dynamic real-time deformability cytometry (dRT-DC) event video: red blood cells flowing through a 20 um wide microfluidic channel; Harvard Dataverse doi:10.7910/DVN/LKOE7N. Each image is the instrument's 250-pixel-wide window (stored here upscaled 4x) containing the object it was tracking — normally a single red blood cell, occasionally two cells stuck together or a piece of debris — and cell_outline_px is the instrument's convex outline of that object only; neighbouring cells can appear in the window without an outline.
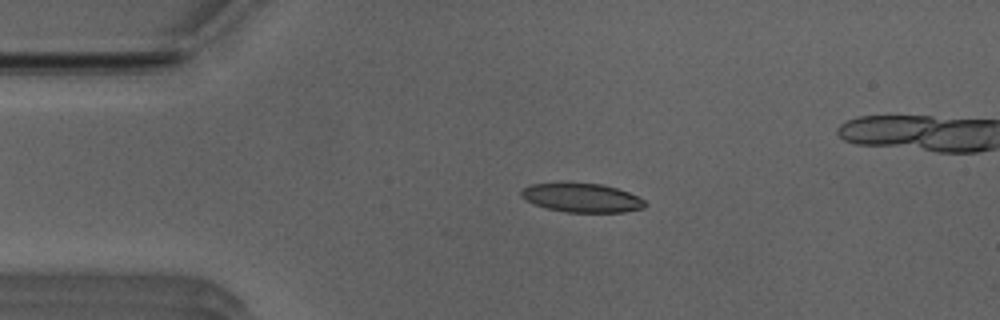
{"species": "Egyptian fruit bat (a non-hibernating species)", "species_latin": "Rousettus aegyptiacus", "temperature_condition": "room temperature", "stored_images_in_passage": 38, "camera_frame_rate_fps": 3000, "um_per_image_px": 0.085, "animal": {"sex": "male"}, "frame": {"image": 1, "passage_image": 2, "time_ms": 0.333, "image_size_px": [1000, 320], "cell_outline_px": [[648, 204], [644, 208], [624, 212], [564, 212], [532, 204], [520, 196], [520, 192], [528, 184], [600, 184], [616, 188], [628, 192], [644, 200]], "centroid_in_image_um": [49.46, 16.83], "position_along_channel_um": 35.5, "area_um2": 20.58}}
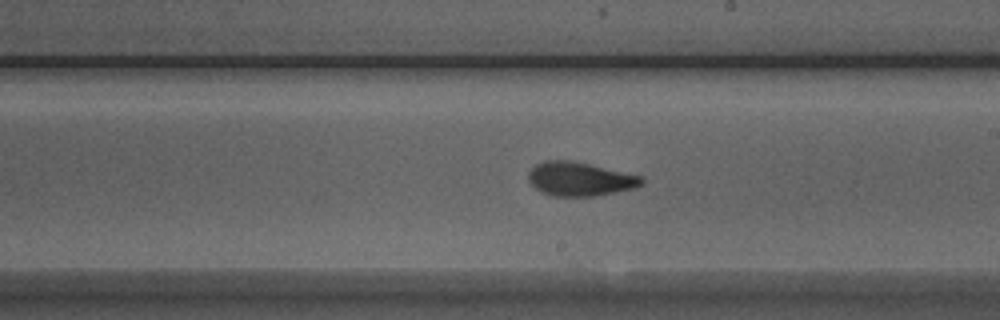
{"frame": {"image": 2, "passage_image": 20, "time_ms": 6.333, "image_size_px": [1000, 320], "cell_outline_px": [[644, 184], [636, 188], [596, 196], [552, 196], [540, 192], [528, 180], [528, 172], [536, 164], [544, 160], [572, 160], [644, 176]], "centroid_in_image_um": [49.32, 15.21], "position_along_channel_um": 239.7, "area_um2": 22.66}}
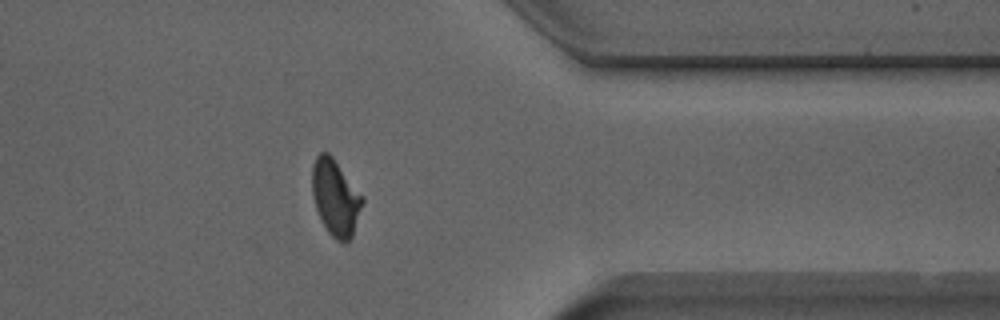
{"frame": {"image": 3, "passage_image": 32, "time_ms": 10.333, "image_size_px": [1000, 320], "cell_outline_px": [[364, 200], [352, 236], [348, 240], [336, 240], [328, 232], [320, 220], [312, 196], [312, 164], [316, 156], [320, 152], [328, 152], [332, 156], [364, 196]], "centroid_in_image_um": [28.5, 16.76], "position_along_channel_um": 382.9, "area_um2": 22.31}, "authors_computed_cell_mechanics": {"area_um2": 22.0218, "velocity_mm_per_s": 3.9558, "shape_relaxation_time_tau1_ms": 4.8485, "shape_relaxation_time_tau2_ms": 1.5526, "deformation_change_tau1": 0.1713, "deformation_change_tau2": 0.082}}